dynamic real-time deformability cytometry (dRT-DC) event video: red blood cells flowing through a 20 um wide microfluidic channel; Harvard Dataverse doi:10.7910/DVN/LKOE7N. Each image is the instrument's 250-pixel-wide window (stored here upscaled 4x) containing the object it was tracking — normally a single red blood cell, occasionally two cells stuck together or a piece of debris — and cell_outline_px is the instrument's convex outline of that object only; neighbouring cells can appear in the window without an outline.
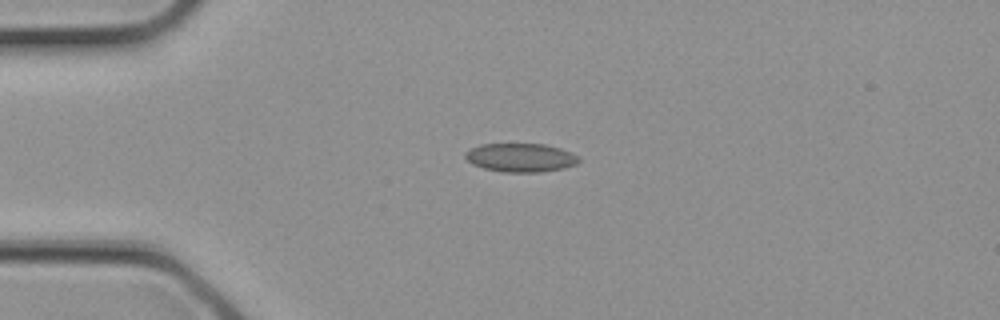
{"species": "common noctule bat (a hibernating species)", "species_latin": "Nyctalus noctula", "temperature_condition": "cold", "stored_images_in_passage": 1, "camera_frame_rate_fps": 3000, "um_per_image_px": 0.085, "animal": {"sex": "female", "body_mass_g": 21.9}, "frame": {"image": 1, "passage_image": 1, "time_ms": 0.0, "image_size_px": [1000, 320], "cell_outline_px": [[580, 160], [576, 164], [564, 168], [540, 172], [504, 172], [484, 168], [472, 164], [464, 156], [464, 152], [480, 144], [544, 144], [560, 148], [580, 156]], "centroid_in_image_um": [44.26, 13.39], "position_along_channel_um": 40.7, "area_um2": 18.96}}